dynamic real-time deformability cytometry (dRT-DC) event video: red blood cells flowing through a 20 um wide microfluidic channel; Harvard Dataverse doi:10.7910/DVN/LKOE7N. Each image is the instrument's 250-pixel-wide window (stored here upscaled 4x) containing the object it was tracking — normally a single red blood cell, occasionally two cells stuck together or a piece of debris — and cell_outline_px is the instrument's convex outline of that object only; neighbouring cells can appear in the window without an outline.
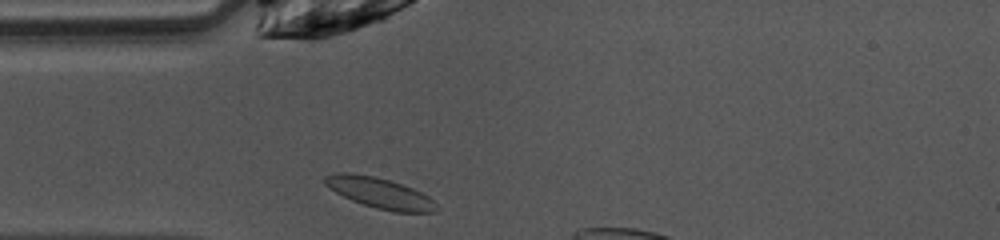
{"species": "common noctule bat (a hibernating species)", "species_latin": "Nyctalus noctula", "temperature_condition": "warm", "stored_images_in_passage": 5, "camera_frame_rate_fps": 3000, "um_per_image_px": 0.085, "animal": {"sex": "female", "body_mass_g": 10.0, "forearm_length_mm": 53.1}, "frame": {"image": 1, "passage_image": 1, "time_ms": 0.0, "image_size_px": [1000, 240], "cell_outline_px": [[440, 208], [436, 212], [396, 212], [376, 208], [352, 200], [336, 192], [324, 184], [324, 176], [336, 172], [348, 172], [372, 176], [388, 180], [412, 188], [428, 196]], "centroid_in_image_um": [32.28, 16.4], "position_along_channel_um": 52.7, "area_um2": 19.65}}